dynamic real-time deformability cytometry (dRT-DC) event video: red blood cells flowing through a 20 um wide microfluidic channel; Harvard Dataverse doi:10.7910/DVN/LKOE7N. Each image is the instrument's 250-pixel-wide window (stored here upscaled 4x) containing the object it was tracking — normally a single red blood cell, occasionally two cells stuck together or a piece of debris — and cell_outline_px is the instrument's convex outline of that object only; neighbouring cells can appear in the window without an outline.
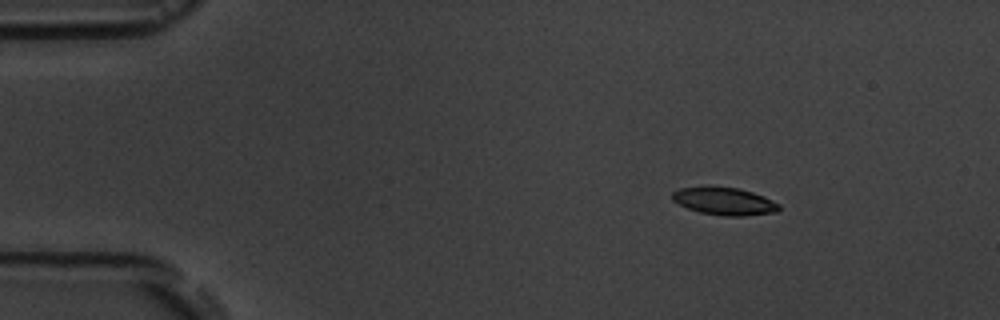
{"species": "common noctule bat (a hibernating species)", "species_latin": "Nyctalus noctula", "temperature_condition": "room temperature", "stored_images_in_passage": 17, "camera_frame_rate_fps": 3000, "um_per_image_px": 0.085, "animal": {"sex": "male", "body_mass_g": 19.5, "forearm_length_mm": 54.6}, "frame": {"image": 1, "passage_image": 3, "time_ms": 2.333, "image_size_px": [1000, 320], "cell_outline_px": [[780, 208], [776, 212], [744, 216], [724, 216], [700, 212], [688, 208], [672, 200], [672, 192], [680, 188], [740, 188], [764, 196], [780, 204]], "centroid_in_image_um": [61.61, 17.13], "position_along_channel_um": 23.4, "area_um2": 16.76}}
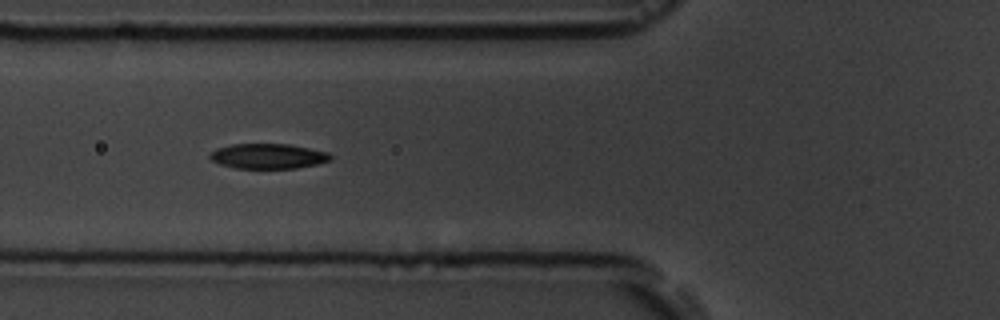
{"frame": {"image": 2, "passage_image": 7, "time_ms": 6.667, "image_size_px": [1000, 320], "cell_outline_px": [[332, 160], [316, 164], [296, 168], [236, 168], [220, 164], [212, 160], [208, 156], [208, 152], [216, 148], [232, 144], [288, 144], [328, 152], [332, 156]], "centroid_in_image_um": [22.76, 13.27], "position_along_channel_um": 103.0, "area_um2": 17.63}}
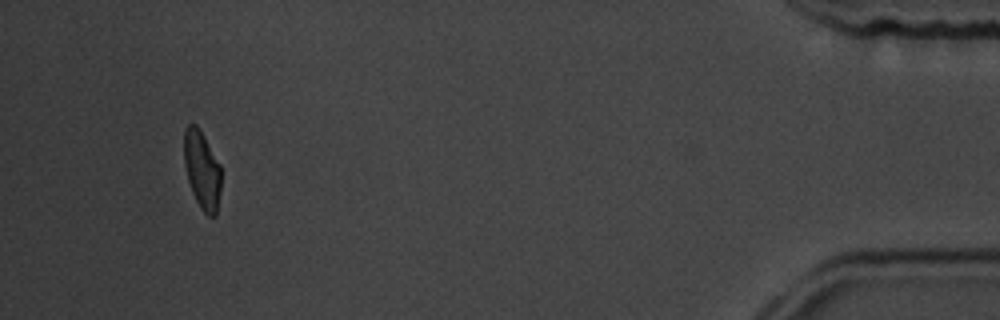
{"frame": {"image": 3, "passage_image": 16, "time_ms": 17.333, "image_size_px": [1000, 320], "cell_outline_px": [[220, 192], [216, 216], [208, 216], [200, 208], [192, 192], [188, 180], [184, 164], [184, 128], [188, 124], [196, 124], [200, 128], [220, 164]], "centroid_in_image_um": [17.16, 14.42], "position_along_channel_um": 418.0, "area_um2": 16.99}, "authors_computed_cell_mechanics": {"area_um2": 17.629, "velocity_mm_per_s": 3.6434, "shape_relaxation_time_tau1_ms": 2.3767, "shape_relaxation_time_tau2_ms": 2.4065, "deformation_change_tau1": 0.1264, "deformation_change_tau2": 0.0757}}